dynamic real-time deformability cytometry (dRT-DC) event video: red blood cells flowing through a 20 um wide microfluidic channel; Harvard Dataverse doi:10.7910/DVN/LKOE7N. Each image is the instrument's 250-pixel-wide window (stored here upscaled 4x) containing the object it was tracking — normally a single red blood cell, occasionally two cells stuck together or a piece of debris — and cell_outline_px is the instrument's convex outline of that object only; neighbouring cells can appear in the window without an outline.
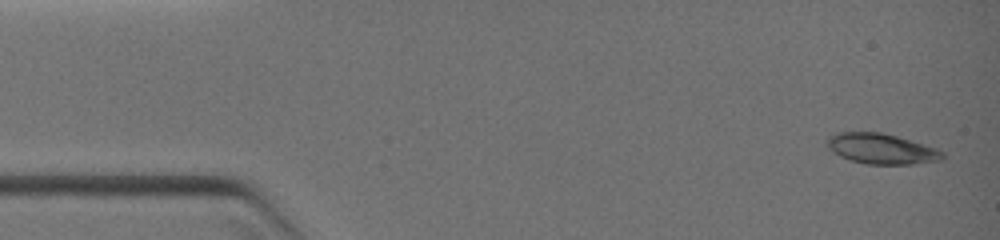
{"species": "common noctule bat (a hibernating species)", "species_latin": "Nyctalus noctula", "temperature_condition": "warm", "stored_images_in_passage": 42, "camera_frame_rate_fps": 3000, "um_per_image_px": 0.085, "animal": {"sex": "female", "body_mass_g": 19.0, "forearm_length_mm": 51.5}, "frame": {"image": 1, "passage_image": 1, "time_ms": 0.0, "image_size_px": [1000, 240], "cell_outline_px": [[944, 160], [912, 164], [868, 164], [852, 160], [840, 156], [832, 152], [824, 144], [824, 140], [840, 132], [880, 132], [896, 136], [936, 148], [944, 152]], "centroid_in_image_um": [74.91, 12.65], "position_along_channel_um": 10.1, "area_um2": 20.4}}
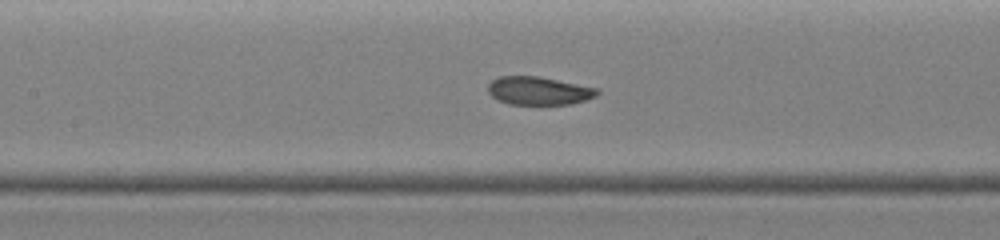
{"frame": {"image": 2, "passage_image": 17, "time_ms": 5.0, "image_size_px": [1000, 240], "cell_outline_px": [[600, 92], [596, 96], [572, 104], [508, 104], [496, 100], [488, 92], [488, 84], [492, 80], [500, 76], [540, 76], [600, 88]], "centroid_in_image_um": [45.81, 7.71], "position_along_channel_um": 161.6, "area_um2": 18.15}}
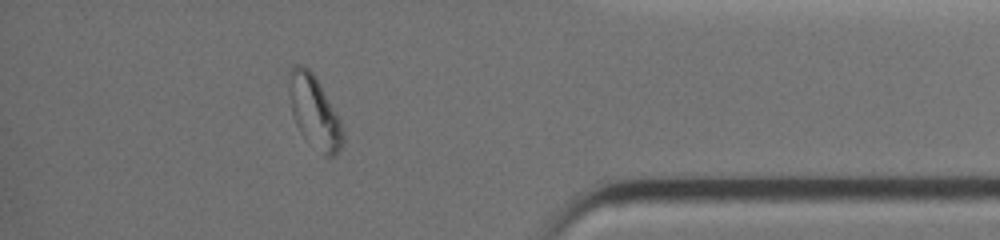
{"frame": {"image": 3, "passage_image": 36, "time_ms": 10.0, "image_size_px": [1000, 240], "cell_outline_px": [[344, 144], [336, 156], [324, 156], [300, 132], [296, 124], [292, 112], [288, 96], [288, 68], [292, 64], [304, 64], [312, 72], [340, 120], [344, 136]], "centroid_in_image_um": [26.69, 9.48], "position_along_channel_um": 408.5, "area_um2": 22.77}}